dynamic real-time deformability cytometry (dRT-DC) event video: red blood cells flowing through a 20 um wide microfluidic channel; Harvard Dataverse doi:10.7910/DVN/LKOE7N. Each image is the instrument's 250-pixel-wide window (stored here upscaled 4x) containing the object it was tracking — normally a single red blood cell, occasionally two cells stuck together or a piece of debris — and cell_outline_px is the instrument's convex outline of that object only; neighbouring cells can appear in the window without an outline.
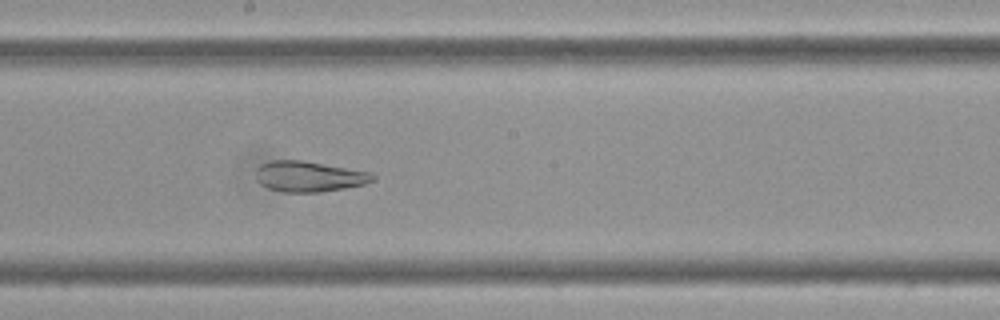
{"species": "Egyptian fruit bat (a non-hibernating species)", "species_latin": "Rousettus aegyptiacus", "temperature_condition": "cold", "stored_images_in_passage": 60, "camera_frame_rate_fps": 3000, "um_per_image_px": 0.085, "frame": {"image": 1, "passage_image": 33, "time_ms": 10.667, "image_size_px": [1000, 320], "cell_outline_px": [[376, 180], [364, 184], [344, 188], [320, 192], [284, 192], [268, 188], [260, 184], [256, 180], [256, 168], [260, 164], [272, 160], [304, 160], [372, 172], [376, 176]], "centroid_in_image_um": [26.27, 14.99], "position_along_channel_um": 221.9, "area_um2": 21.1}}
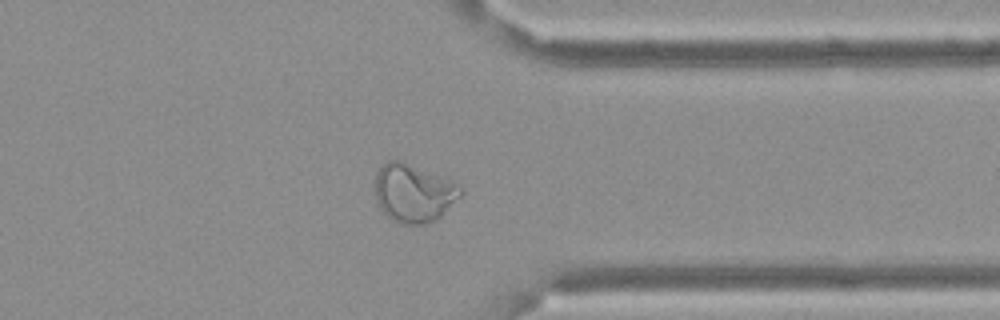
{"frame": {"image": 2, "passage_image": 47, "time_ms": 15.333, "image_size_px": [1000, 320], "cell_outline_px": [[464, 192], [436, 220], [428, 224], [400, 224], [392, 220], [376, 204], [376, 172], [388, 160], [400, 160], [452, 180]], "centroid_in_image_um": [35.14, 16.42], "position_along_channel_um": 376.3, "area_um2": 28.9}}
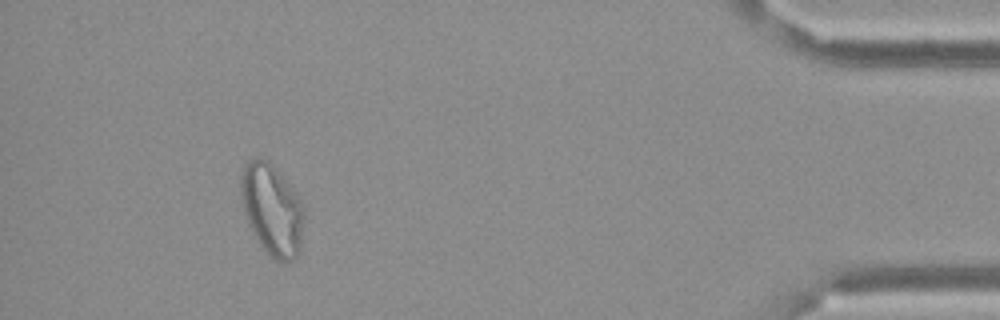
{"frame": {"image": 3, "passage_image": 55, "time_ms": 18.0, "image_size_px": [1000, 320], "cell_outline_px": [[304, 208], [300, 252], [292, 260], [284, 264], [272, 260], [260, 244], [248, 224], [244, 212], [240, 196], [240, 176], [244, 164], [248, 160], [256, 156], [260, 156], [268, 160], [288, 184], [300, 200]], "centroid_in_image_um": [23.09, 17.83], "position_along_channel_um": 412.1, "area_um2": 33.87}}